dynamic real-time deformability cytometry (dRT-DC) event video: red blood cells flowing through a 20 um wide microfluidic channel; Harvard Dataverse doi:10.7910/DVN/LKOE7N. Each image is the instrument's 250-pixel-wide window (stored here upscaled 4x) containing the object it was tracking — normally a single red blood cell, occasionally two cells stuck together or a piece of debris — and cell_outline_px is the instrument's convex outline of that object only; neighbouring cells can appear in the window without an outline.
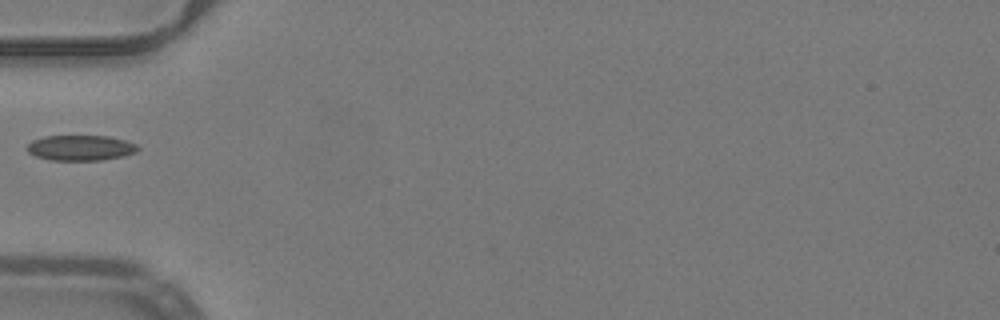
{"species": "common noctule bat (a hibernating species)", "species_latin": "Nyctalus noctula", "temperature_condition": "warm", "stored_images_in_passage": 35, "camera_frame_rate_fps": 3000, "um_per_image_px": 0.085, "animal": {"sex": "male", "body_mass_g": 19.2, "forearm_length_mm": 51.8}, "frame": {"image": 1, "passage_image": 1, "time_ms": 0.0, "image_size_px": [1000, 320], "cell_outline_px": [[140, 148], [136, 152], [124, 156], [104, 160], [48, 160], [36, 156], [28, 152], [24, 148], [32, 140], [44, 136], [108, 136], [124, 140], [136, 144]], "centroid_in_image_um": [6.83, 12.57], "position_along_channel_um": 78.2, "area_um2": 16.53}}
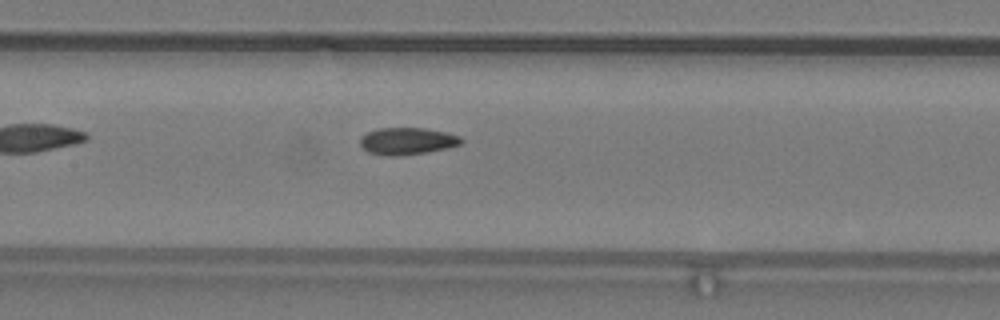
{"frame": {"image": 2, "passage_image": 8, "time_ms": 2.333, "image_size_px": [1000, 320], "cell_outline_px": [[464, 140], [460, 144], [448, 148], [424, 152], [396, 156], [384, 156], [368, 152], [360, 144], [360, 140], [368, 132], [380, 128], [424, 128], [444, 132], [460, 136]], "centroid_in_image_um": [34.62, 11.99], "position_along_channel_um": 172.8, "area_um2": 15.72}}
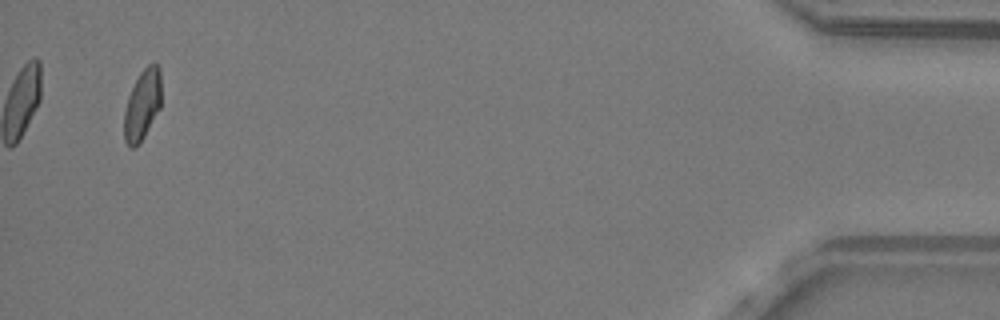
{"frame": {"image": 3, "passage_image": 33, "time_ms": 10.667, "image_size_px": [1000, 320], "cell_outline_px": [[160, 108], [140, 144], [136, 148], [128, 148], [124, 140], [124, 112], [128, 96], [140, 72], [148, 64], [156, 60], [160, 68]], "centroid_in_image_um": [12.09, 8.93], "position_along_channel_um": 423.1, "area_um2": 15.49}}